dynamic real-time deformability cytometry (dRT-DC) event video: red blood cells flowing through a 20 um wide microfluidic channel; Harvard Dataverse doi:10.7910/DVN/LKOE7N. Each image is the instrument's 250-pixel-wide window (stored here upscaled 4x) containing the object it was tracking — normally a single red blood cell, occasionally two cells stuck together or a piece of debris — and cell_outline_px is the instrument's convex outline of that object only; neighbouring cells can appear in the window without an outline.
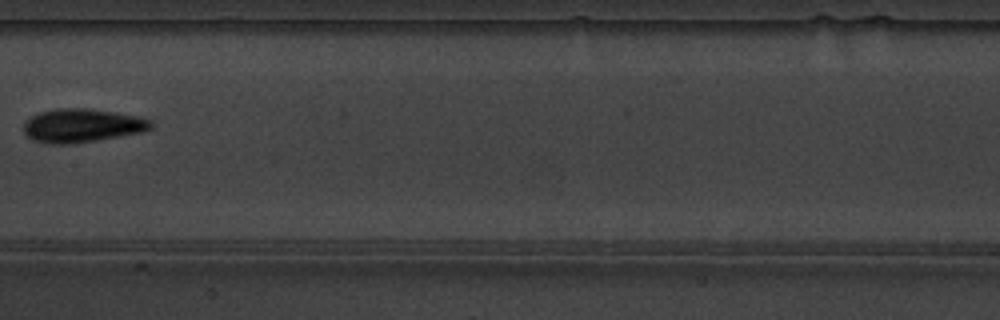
{"species": "common noctule bat (a hibernating species)", "species_latin": "Nyctalus noctula", "temperature_condition": "warm", "stored_images_in_passage": 12, "camera_frame_rate_fps": 3000, "um_per_image_px": 0.085, "animal": {"sex": "male", "body_mass_g": 19.5, "forearm_length_mm": 54.6}, "frame": {"image": 1, "passage_image": 9, "time_ms": 2.667, "image_size_px": [1000, 320], "cell_outline_px": [[152, 128], [144, 132], [96, 140], [68, 144], [48, 144], [32, 140], [24, 132], [24, 120], [40, 112], [60, 108], [88, 108], [136, 116], [152, 120]], "centroid_in_image_um": [6.96, 10.68], "position_along_channel_um": 200.4, "area_um2": 24.85}}
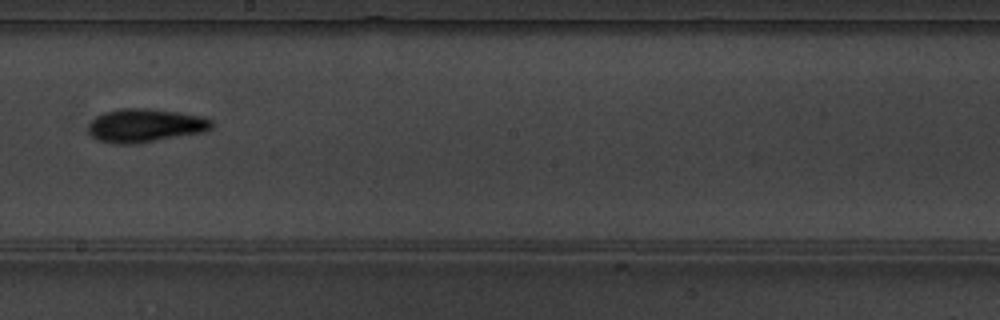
{"frame": {"image": 2, "passage_image": 10, "time_ms": 3.0, "image_size_px": [1000, 320], "cell_outline_px": [[212, 128], [204, 132], [136, 144], [116, 144], [96, 140], [88, 132], [88, 124], [96, 116], [104, 112], [120, 108], [148, 108], [180, 112], [204, 116], [212, 120]], "centroid_in_image_um": [12.34, 10.66], "position_along_channel_um": 235.9, "area_um2": 24.39}}
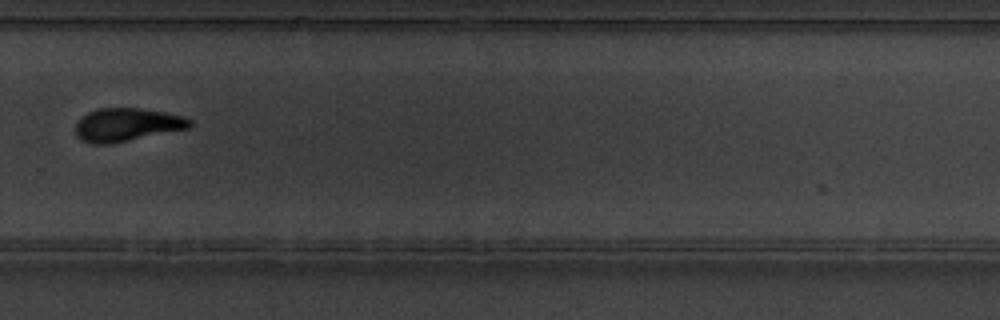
{"frame": {"image": 3, "passage_image": 12, "time_ms": 3.667, "image_size_px": [1000, 320], "cell_outline_px": [[192, 124], [188, 128], [112, 144], [92, 144], [80, 140], [76, 136], [76, 124], [80, 116], [88, 112], [100, 108], [140, 108], [164, 112], [184, 116], [192, 120]], "centroid_in_image_um": [10.75, 10.61], "position_along_channel_um": 319.0, "area_um2": 22.25}}